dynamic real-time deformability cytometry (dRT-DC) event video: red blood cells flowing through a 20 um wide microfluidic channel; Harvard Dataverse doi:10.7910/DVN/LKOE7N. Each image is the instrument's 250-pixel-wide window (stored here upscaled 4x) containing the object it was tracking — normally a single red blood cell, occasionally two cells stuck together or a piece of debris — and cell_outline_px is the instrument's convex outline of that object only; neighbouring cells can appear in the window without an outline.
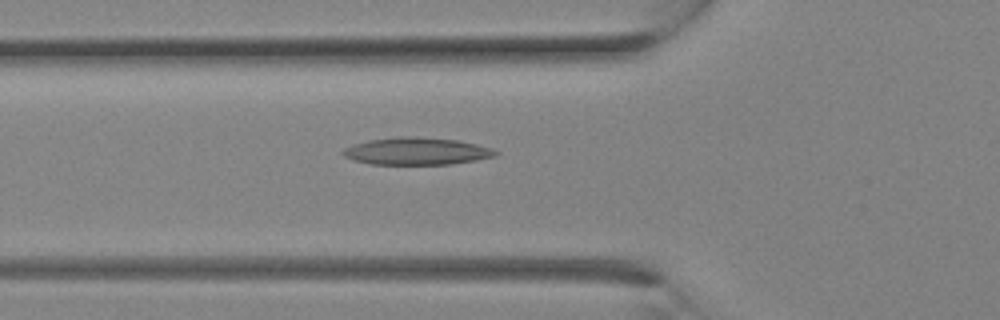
{"species": "Egyptian fruit bat (a non-hibernating species)", "species_latin": "Rousettus aegyptiacus", "temperature_condition": "room temperature", "stored_images_in_passage": 12, "camera_frame_rate_fps": 3000, "um_per_image_px": 0.085, "animal": {"sex": "female"}, "frame": {"image": 1, "passage_image": 10, "time_ms": 3.0, "image_size_px": [1000, 320], "cell_outline_px": [[500, 152], [496, 156], [476, 160], [452, 164], [372, 164], [352, 160], [344, 156], [340, 152], [344, 148], [352, 144], [368, 140], [396, 136], [412, 136], [456, 140], [476, 144], [492, 148]], "centroid_in_image_um": [35.39, 12.85], "position_along_channel_um": 90.4, "area_um2": 24.39}}
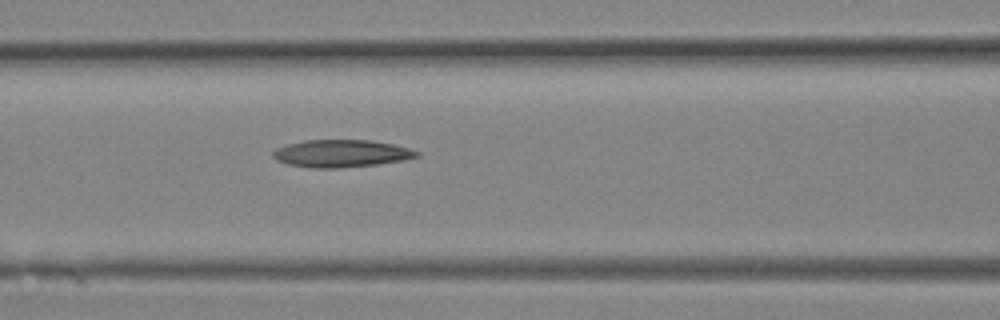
{"frame": {"image": 2, "passage_image": 12, "time_ms": 3.667, "image_size_px": [1000, 320], "cell_outline_px": [[420, 156], [404, 160], [376, 164], [340, 168], [312, 168], [288, 164], [276, 160], [272, 156], [272, 152], [276, 148], [288, 144], [304, 140], [372, 140], [392, 144], [408, 148], [420, 152]], "centroid_in_image_um": [29.0, 13.04], "position_along_channel_um": 137.6, "area_um2": 23.0}}